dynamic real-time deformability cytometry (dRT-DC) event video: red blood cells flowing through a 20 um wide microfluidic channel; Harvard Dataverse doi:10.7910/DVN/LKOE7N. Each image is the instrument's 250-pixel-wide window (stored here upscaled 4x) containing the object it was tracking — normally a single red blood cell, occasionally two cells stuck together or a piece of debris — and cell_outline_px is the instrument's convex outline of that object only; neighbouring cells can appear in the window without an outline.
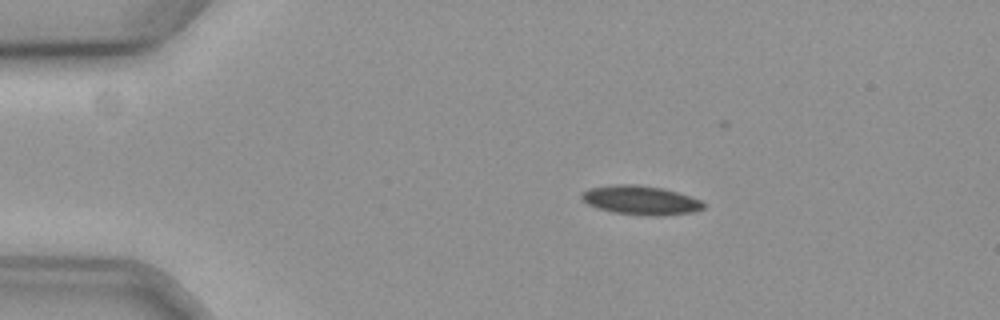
{"species": "common noctule bat (a hibernating species)", "species_latin": "Nyctalus noctula", "temperature_condition": "cold", "stored_images_in_passage": 48, "camera_frame_rate_fps": 3000, "um_per_image_px": 0.085, "animal": {"sex": "female", "body_mass_g": 19.3, "forearm_length_mm": 54.1}, "frame": {"image": 1, "passage_image": 1, "time_ms": 0.0, "image_size_px": [1000, 320], "cell_outline_px": [[704, 208], [692, 212], [656, 216], [648, 216], [616, 212], [600, 208], [588, 204], [580, 196], [584, 192], [592, 188], [616, 184], [636, 184], [660, 188], [676, 192], [700, 200], [704, 204]], "centroid_in_image_um": [54.47, 17.02], "position_along_channel_um": 30.5, "area_um2": 20.06}}
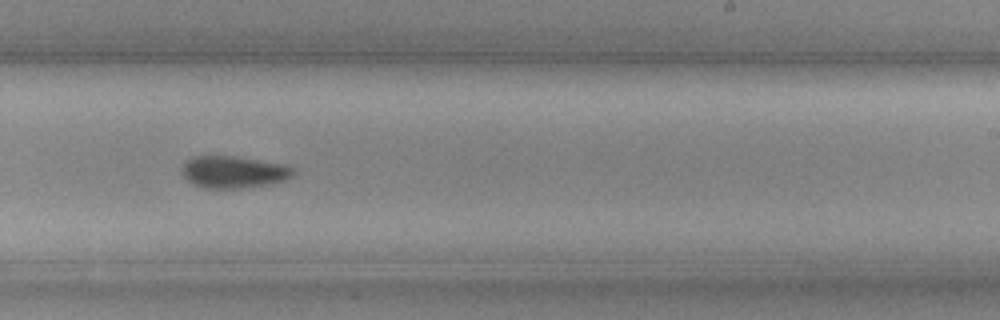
{"frame": {"image": 2, "passage_image": 26, "time_ms": 8.333, "image_size_px": [1000, 320], "cell_outline_px": [[296, 172], [292, 176], [284, 180], [272, 184], [240, 188], [204, 188], [192, 184], [180, 172], [184, 164], [192, 156], [232, 156], [284, 164], [292, 168]], "centroid_in_image_um": [19.85, 14.63], "position_along_channel_um": 269.2, "area_um2": 20.75}}
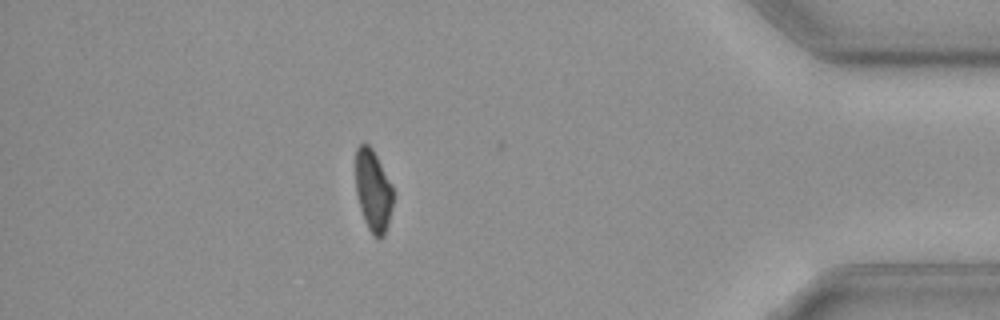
{"frame": {"image": 3, "passage_image": 41, "time_ms": 13.333, "image_size_px": [1000, 320], "cell_outline_px": [[392, 208], [388, 224], [384, 236], [372, 236], [364, 220], [356, 196], [356, 148], [360, 144], [368, 144], [372, 148], [392, 184]], "centroid_in_image_um": [31.71, 16.21], "position_along_channel_um": 403.5, "area_um2": 17.8}, "authors_computed_cell_mechanics": {"area_um2": 20.0566, "velocity_mm_per_s": 3.5842, "shape_relaxation_time_tau1_ms": 4.0503, "shape_relaxation_time_tau2_ms": null, "deformation_change_tau1": 0.1243, "deformation_change_tau2": null}}